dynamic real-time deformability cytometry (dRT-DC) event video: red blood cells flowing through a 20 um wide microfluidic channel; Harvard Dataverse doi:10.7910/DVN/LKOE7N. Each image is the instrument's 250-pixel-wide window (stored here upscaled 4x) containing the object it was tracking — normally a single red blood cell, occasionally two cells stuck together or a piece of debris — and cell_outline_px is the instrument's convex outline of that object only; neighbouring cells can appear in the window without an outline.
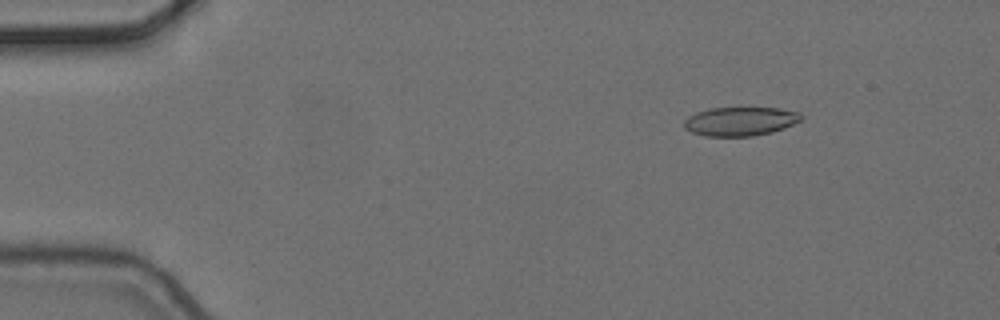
{"species": "common noctule bat (a hibernating species)", "species_latin": "Nyctalus noctula", "temperature_condition": "cold", "stored_images_in_passage": 9, "camera_frame_rate_fps": 3000, "um_per_image_px": 0.085, "animal": {"sex": "female", "body_mass_g": 24.6, "forearm_length_mm": 56.2}, "frame": {"image": 1, "passage_image": 3, "time_ms": 0.667, "image_size_px": [1000, 320], "cell_outline_px": [[804, 116], [800, 120], [784, 128], [772, 132], [752, 136], [704, 136], [692, 132], [684, 128], [684, 120], [688, 116], [696, 112], [708, 108], [780, 108], [800, 112]], "centroid_in_image_um": [62.91, 10.31], "position_along_channel_um": 22.1, "area_um2": 19.77}}
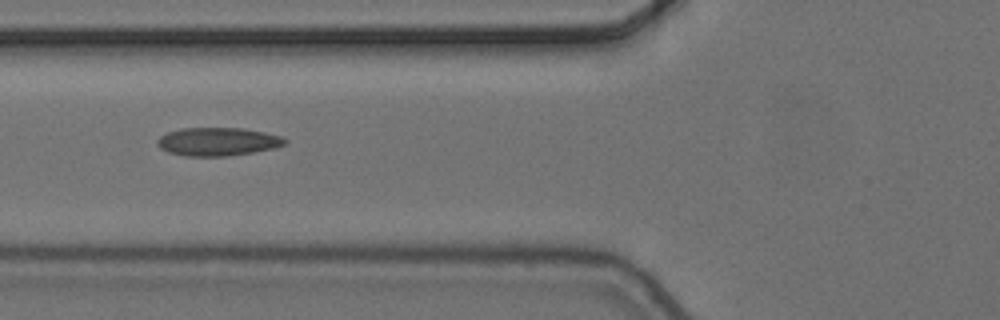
{"frame": {"image": 2, "passage_image": 7, "time_ms": 2.0, "image_size_px": [1000, 320], "cell_outline_px": [[288, 140], [284, 144], [272, 148], [252, 152], [228, 156], [184, 156], [168, 152], [160, 148], [156, 144], [156, 140], [160, 136], [168, 132], [180, 128], [244, 128], [264, 132], [280, 136]], "centroid_in_image_um": [18.46, 12.03], "position_along_channel_um": 107.3, "area_um2": 20.98}}
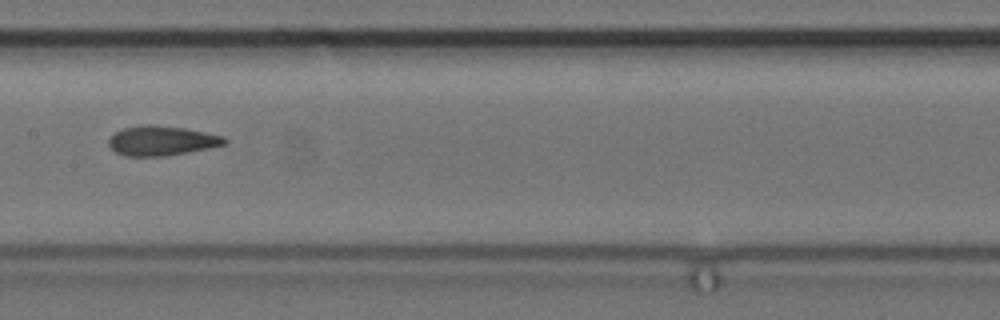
{"frame": {"image": 3, "passage_image": 9, "time_ms": 2.667, "image_size_px": [1000, 320], "cell_outline_px": [[228, 144], [168, 156], [124, 156], [116, 152], [108, 144], [108, 140], [116, 132], [124, 128], [144, 124], [152, 124], [184, 128], [224, 136], [228, 140]], "centroid_in_image_um": [13.76, 11.96], "position_along_channel_um": 193.6, "area_um2": 20.06}}